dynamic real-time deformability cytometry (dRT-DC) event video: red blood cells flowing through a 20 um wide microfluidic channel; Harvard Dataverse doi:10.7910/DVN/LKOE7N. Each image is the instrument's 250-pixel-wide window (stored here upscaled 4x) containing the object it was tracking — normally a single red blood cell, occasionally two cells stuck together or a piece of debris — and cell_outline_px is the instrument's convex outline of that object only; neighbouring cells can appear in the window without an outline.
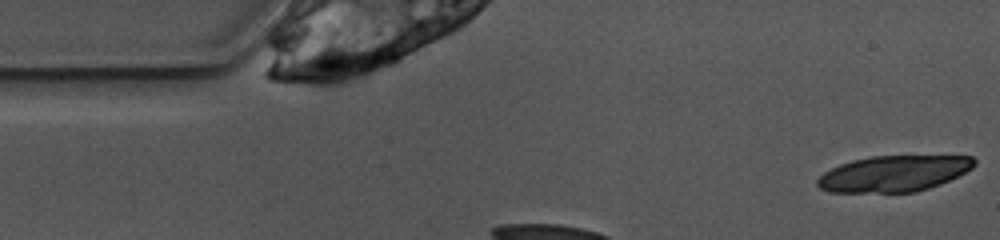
{"species": "common noctule bat (a hibernating species)", "species_latin": "Nyctalus noctula", "temperature_condition": "warm", "stored_images_in_passage": 29, "camera_frame_rate_fps": 3000, "um_per_image_px": 0.085, "animal": {"sex": "female", "body_mass_g": 10.0, "forearm_length_mm": 53.1}, "frame": {"image": 1, "passage_image": 1, "time_ms": 0.0, "image_size_px": [1000, 240], "cell_outline_px": [[976, 164], [972, 168], [940, 184], [916, 192], [832, 192], [820, 188], [816, 184], [816, 180], [824, 172], [840, 164], [852, 160], [872, 156], [972, 156], [976, 160]], "centroid_in_image_um": [75.96, 14.75], "position_along_channel_um": 9.0, "area_um2": 32.71}}
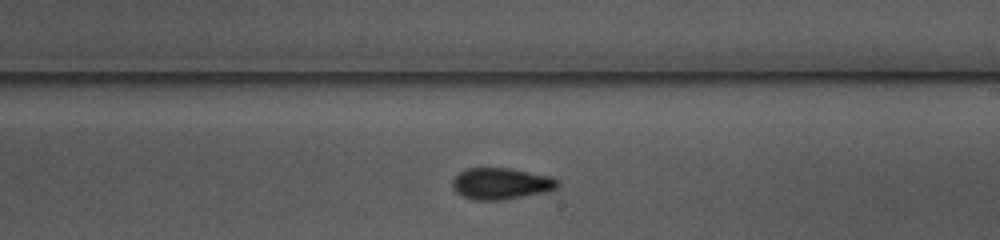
{"frame": {"image": 2, "passage_image": 18, "time_ms": 5.667, "image_size_px": [1000, 240], "cell_outline_px": [[560, 188], [548, 192], [500, 200], [472, 200], [460, 196], [452, 188], [452, 180], [460, 172], [468, 168], [508, 168], [552, 176], [560, 180]], "centroid_in_image_um": [42.63, 15.62], "position_along_channel_um": 246.4, "area_um2": 19.65}}
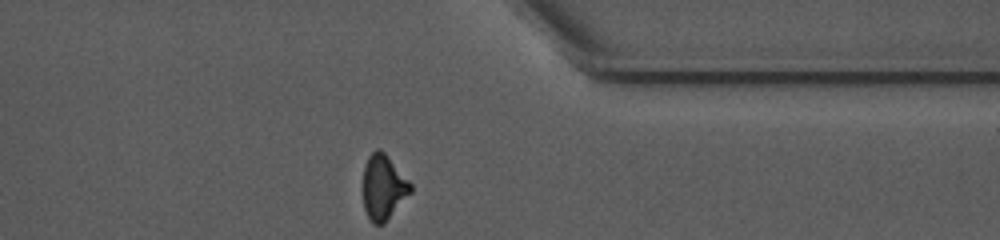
{"frame": {"image": 3, "passage_image": 29, "time_ms": 9.333, "image_size_px": [1000, 240], "cell_outline_px": [[412, 192], [384, 224], [372, 224], [364, 208], [364, 164], [368, 156], [376, 148], [380, 148], [388, 156], [412, 184]], "centroid_in_image_um": [32.6, 15.91], "position_along_channel_um": 378.8, "area_um2": 18.03}, "authors_computed_cell_mechanics": {"area_um2": 19.4786, "velocity_mm_per_s": 3.9144, "shape_relaxation_time_tau1_ms": 9.6684, "shape_relaxation_time_tau2_ms": 1.8473, "deformation_change_tau1": 0.2103, "deformation_change_tau2": 0.0855}}